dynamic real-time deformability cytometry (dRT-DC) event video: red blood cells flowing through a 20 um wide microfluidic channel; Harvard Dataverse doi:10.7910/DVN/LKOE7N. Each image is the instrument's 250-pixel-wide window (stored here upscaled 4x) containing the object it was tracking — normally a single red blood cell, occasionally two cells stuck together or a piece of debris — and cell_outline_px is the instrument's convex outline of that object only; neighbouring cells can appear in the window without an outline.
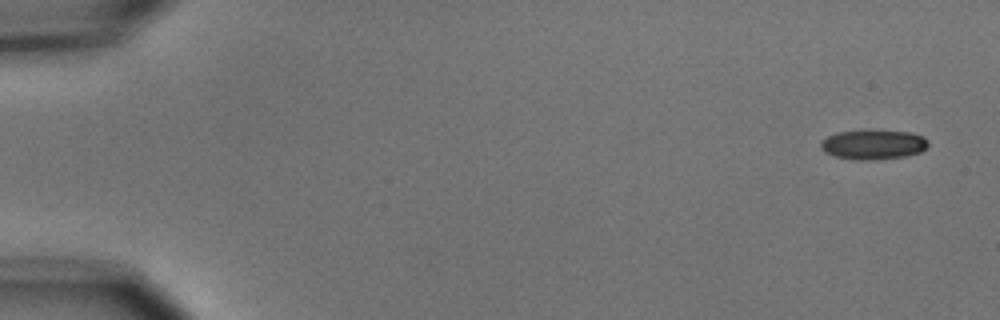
{"species": "common noctule bat (a hibernating species)", "species_latin": "Nyctalus noctula", "temperature_condition": "cold", "stored_images_in_passage": 5, "camera_frame_rate_fps": 3000, "um_per_image_px": 0.085, "animal": {"sex": "male", "body_mass_g": 15.6}, "frame": {"image": 1, "passage_image": 1, "time_ms": 0.0, "image_size_px": [1000, 320], "cell_outline_px": [[928, 144], [920, 152], [904, 156], [872, 160], [856, 160], [836, 156], [824, 152], [820, 148], [820, 144], [828, 136], [836, 132], [912, 132], [924, 136], [928, 140]], "centroid_in_image_um": [74.23, 12.31], "position_along_channel_um": 10.8, "area_um2": 17.98}}
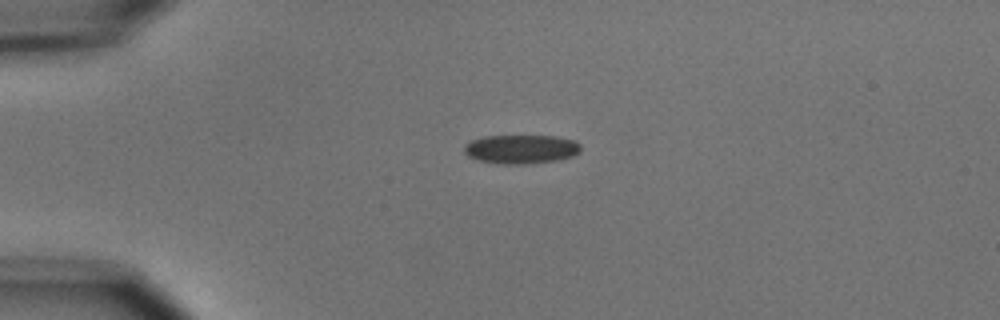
{"frame": {"image": 2, "passage_image": 4, "time_ms": 3.667, "image_size_px": [1000, 320], "cell_outline_px": [[580, 152], [572, 156], [556, 160], [528, 164], [496, 164], [476, 160], [468, 156], [464, 152], [464, 144], [472, 140], [484, 136], [556, 136], [572, 140], [580, 144]], "centroid_in_image_um": [44.25, 12.68], "position_along_channel_um": 40.8, "area_um2": 19.77}}